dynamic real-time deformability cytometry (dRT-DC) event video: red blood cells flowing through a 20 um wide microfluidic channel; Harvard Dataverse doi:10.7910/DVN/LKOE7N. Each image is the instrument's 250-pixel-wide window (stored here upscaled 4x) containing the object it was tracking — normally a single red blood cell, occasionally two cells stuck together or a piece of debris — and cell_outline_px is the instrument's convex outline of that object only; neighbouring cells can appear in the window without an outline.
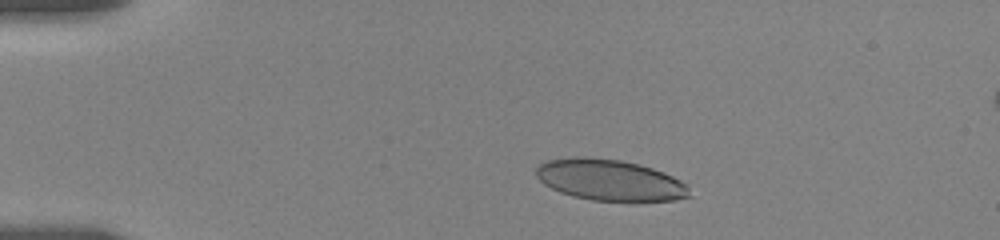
{"species": "human", "species_latin": "Homo sapiens", "temperature_condition": "room temperature", "stored_images_in_passage": 33, "camera_frame_rate_fps": 3000, "um_per_image_px": 0.085, "donor": {"sex": "female"}, "frame": {"image": 1, "passage_image": 6, "time_ms": 2.0, "image_size_px": [1000, 240], "cell_outline_px": [[692, 196], [676, 200], [592, 200], [572, 196], [560, 192], [544, 184], [536, 176], [536, 168], [540, 164], [548, 160], [576, 156], [588, 156], [620, 160], [652, 168], [664, 172], [688, 184]], "centroid_in_image_um": [51.84, 15.29], "position_along_channel_um": 33.2, "area_um2": 36.65}}
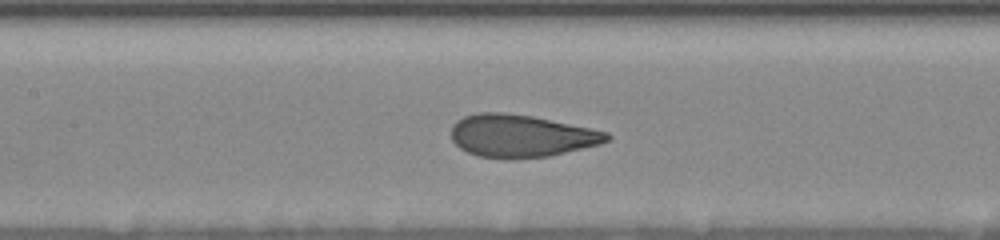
{"frame": {"image": 2, "passage_image": 22, "time_ms": 7.333, "image_size_px": [1000, 240], "cell_outline_px": [[612, 136], [608, 140], [600, 144], [548, 156], [508, 160], [480, 156], [468, 152], [460, 148], [452, 140], [452, 124], [456, 120], [464, 116], [476, 112], [504, 112], [532, 116], [608, 132]], "centroid_in_image_um": [44.25, 11.55], "position_along_channel_um": 163.1, "area_um2": 38.61}}
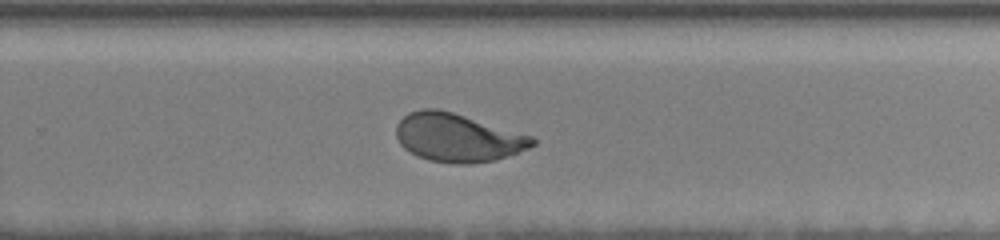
{"frame": {"image": 3, "passage_image": 33, "time_ms": 11.0, "image_size_px": [1000, 240], "cell_outline_px": [[536, 144], [528, 148], [496, 160], [472, 164], [452, 164], [428, 160], [416, 156], [404, 148], [400, 144], [396, 136], [396, 124], [408, 112], [420, 108], [436, 108], [452, 112], [532, 136], [536, 140]], "centroid_in_image_um": [38.86, 11.71], "position_along_channel_um": 290.9, "area_um2": 38.44}}